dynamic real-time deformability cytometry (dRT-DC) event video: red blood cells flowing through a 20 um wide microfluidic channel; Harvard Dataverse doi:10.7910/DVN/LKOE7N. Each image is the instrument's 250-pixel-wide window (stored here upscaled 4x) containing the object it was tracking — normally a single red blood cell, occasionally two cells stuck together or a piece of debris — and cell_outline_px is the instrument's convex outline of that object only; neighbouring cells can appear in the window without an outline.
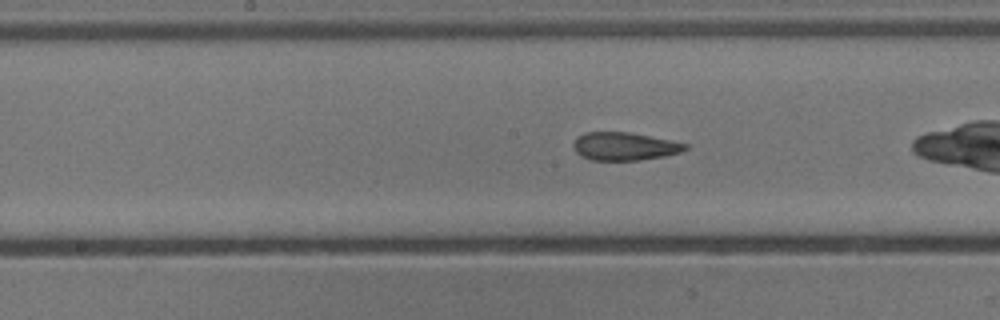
{"species": "common noctule bat (a hibernating species)", "species_latin": "Nyctalus noctula", "temperature_condition": "cold", "stored_images_in_passage": 25, "camera_frame_rate_fps": 3000, "um_per_image_px": 0.085, "animal": {"sex": "male", "body_mass_g": 13.3}, "frame": {"image": 1, "passage_image": 22, "time_ms": 7.0, "image_size_px": [1000, 320], "cell_outline_px": [[688, 148], [680, 152], [664, 156], [636, 160], [592, 160], [580, 156], [576, 152], [572, 144], [576, 136], [584, 132], [628, 132], [688, 144]], "centroid_in_image_um": [53.01, 12.43], "position_along_channel_um": 195.2, "area_um2": 18.15}}